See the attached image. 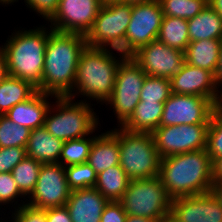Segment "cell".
Wrapping results in <instances>:
<instances>
[{
	"mask_svg": "<svg viewBox=\"0 0 222 222\" xmlns=\"http://www.w3.org/2000/svg\"><path fill=\"white\" fill-rule=\"evenodd\" d=\"M47 222H72L66 206L46 209Z\"/></svg>",
	"mask_w": 222,
	"mask_h": 222,
	"instance_id": "ab89813d",
	"label": "cell"
},
{
	"mask_svg": "<svg viewBox=\"0 0 222 222\" xmlns=\"http://www.w3.org/2000/svg\"><path fill=\"white\" fill-rule=\"evenodd\" d=\"M42 164L26 156L12 170L14 181L20 192L27 198L34 190Z\"/></svg>",
	"mask_w": 222,
	"mask_h": 222,
	"instance_id": "f1b7e54d",
	"label": "cell"
},
{
	"mask_svg": "<svg viewBox=\"0 0 222 222\" xmlns=\"http://www.w3.org/2000/svg\"><path fill=\"white\" fill-rule=\"evenodd\" d=\"M3 214V215H2ZM0 222H6V215H4V213H2V211H0ZM3 217V218H2Z\"/></svg>",
	"mask_w": 222,
	"mask_h": 222,
	"instance_id": "816d5d0a",
	"label": "cell"
},
{
	"mask_svg": "<svg viewBox=\"0 0 222 222\" xmlns=\"http://www.w3.org/2000/svg\"><path fill=\"white\" fill-rule=\"evenodd\" d=\"M54 98L53 95L37 91L31 98L13 106L5 116L30 130L42 127L48 108L52 103L51 100Z\"/></svg>",
	"mask_w": 222,
	"mask_h": 222,
	"instance_id": "d6986e66",
	"label": "cell"
},
{
	"mask_svg": "<svg viewBox=\"0 0 222 222\" xmlns=\"http://www.w3.org/2000/svg\"><path fill=\"white\" fill-rule=\"evenodd\" d=\"M214 80L217 85L218 91L222 95V40L220 44L219 59H218V65L214 74Z\"/></svg>",
	"mask_w": 222,
	"mask_h": 222,
	"instance_id": "b9f144b4",
	"label": "cell"
},
{
	"mask_svg": "<svg viewBox=\"0 0 222 222\" xmlns=\"http://www.w3.org/2000/svg\"><path fill=\"white\" fill-rule=\"evenodd\" d=\"M159 177L172 198L211 192L212 161L206 149L161 158Z\"/></svg>",
	"mask_w": 222,
	"mask_h": 222,
	"instance_id": "277c9868",
	"label": "cell"
},
{
	"mask_svg": "<svg viewBox=\"0 0 222 222\" xmlns=\"http://www.w3.org/2000/svg\"><path fill=\"white\" fill-rule=\"evenodd\" d=\"M164 14L159 0L133 4L125 34V56L131 57L141 47L156 40Z\"/></svg>",
	"mask_w": 222,
	"mask_h": 222,
	"instance_id": "8fae6325",
	"label": "cell"
},
{
	"mask_svg": "<svg viewBox=\"0 0 222 222\" xmlns=\"http://www.w3.org/2000/svg\"><path fill=\"white\" fill-rule=\"evenodd\" d=\"M161 222H181L176 217H174L171 213L167 214Z\"/></svg>",
	"mask_w": 222,
	"mask_h": 222,
	"instance_id": "7dc6e473",
	"label": "cell"
},
{
	"mask_svg": "<svg viewBox=\"0 0 222 222\" xmlns=\"http://www.w3.org/2000/svg\"><path fill=\"white\" fill-rule=\"evenodd\" d=\"M170 82L174 94L202 96L216 106L222 105V95L217 89L214 75L208 70L184 62Z\"/></svg>",
	"mask_w": 222,
	"mask_h": 222,
	"instance_id": "2e32d148",
	"label": "cell"
},
{
	"mask_svg": "<svg viewBox=\"0 0 222 222\" xmlns=\"http://www.w3.org/2000/svg\"><path fill=\"white\" fill-rule=\"evenodd\" d=\"M18 201L20 202L18 203ZM24 204H26V197L20 192L12 172L0 173V211L6 215L7 209L15 210Z\"/></svg>",
	"mask_w": 222,
	"mask_h": 222,
	"instance_id": "1f68e13d",
	"label": "cell"
},
{
	"mask_svg": "<svg viewBox=\"0 0 222 222\" xmlns=\"http://www.w3.org/2000/svg\"><path fill=\"white\" fill-rule=\"evenodd\" d=\"M47 25V26H46ZM0 45L6 56L7 73L11 77L31 83L39 90L42 87L45 49L49 38V25L33 28H15Z\"/></svg>",
	"mask_w": 222,
	"mask_h": 222,
	"instance_id": "3957f363",
	"label": "cell"
},
{
	"mask_svg": "<svg viewBox=\"0 0 222 222\" xmlns=\"http://www.w3.org/2000/svg\"><path fill=\"white\" fill-rule=\"evenodd\" d=\"M221 40L207 39L193 41L188 44L184 51L185 62L215 74Z\"/></svg>",
	"mask_w": 222,
	"mask_h": 222,
	"instance_id": "cb8c5ba5",
	"label": "cell"
},
{
	"mask_svg": "<svg viewBox=\"0 0 222 222\" xmlns=\"http://www.w3.org/2000/svg\"><path fill=\"white\" fill-rule=\"evenodd\" d=\"M110 130L119 138L120 166L130 180L159 176L161 157L152 133L130 132L117 126Z\"/></svg>",
	"mask_w": 222,
	"mask_h": 222,
	"instance_id": "8992f818",
	"label": "cell"
},
{
	"mask_svg": "<svg viewBox=\"0 0 222 222\" xmlns=\"http://www.w3.org/2000/svg\"><path fill=\"white\" fill-rule=\"evenodd\" d=\"M187 21L190 42L207 39L222 40V18L209 4Z\"/></svg>",
	"mask_w": 222,
	"mask_h": 222,
	"instance_id": "603a6c76",
	"label": "cell"
},
{
	"mask_svg": "<svg viewBox=\"0 0 222 222\" xmlns=\"http://www.w3.org/2000/svg\"><path fill=\"white\" fill-rule=\"evenodd\" d=\"M18 1L19 0H0V5H3L4 7H8L11 5H15Z\"/></svg>",
	"mask_w": 222,
	"mask_h": 222,
	"instance_id": "681fc988",
	"label": "cell"
},
{
	"mask_svg": "<svg viewBox=\"0 0 222 222\" xmlns=\"http://www.w3.org/2000/svg\"><path fill=\"white\" fill-rule=\"evenodd\" d=\"M147 74L131 58L126 57L119 65L115 85L110 98L104 103L112 110L117 119V127H121L133 114L140 102L141 89Z\"/></svg>",
	"mask_w": 222,
	"mask_h": 222,
	"instance_id": "9c48e42d",
	"label": "cell"
},
{
	"mask_svg": "<svg viewBox=\"0 0 222 222\" xmlns=\"http://www.w3.org/2000/svg\"><path fill=\"white\" fill-rule=\"evenodd\" d=\"M208 4L218 13L222 18V0H208Z\"/></svg>",
	"mask_w": 222,
	"mask_h": 222,
	"instance_id": "bcb514c9",
	"label": "cell"
},
{
	"mask_svg": "<svg viewBox=\"0 0 222 222\" xmlns=\"http://www.w3.org/2000/svg\"><path fill=\"white\" fill-rule=\"evenodd\" d=\"M101 7L100 0H60L47 22L53 30L86 35Z\"/></svg>",
	"mask_w": 222,
	"mask_h": 222,
	"instance_id": "5bb4252c",
	"label": "cell"
},
{
	"mask_svg": "<svg viewBox=\"0 0 222 222\" xmlns=\"http://www.w3.org/2000/svg\"><path fill=\"white\" fill-rule=\"evenodd\" d=\"M64 168L67 183L71 191L94 188L97 180V173L87 162L69 165Z\"/></svg>",
	"mask_w": 222,
	"mask_h": 222,
	"instance_id": "d6a6232c",
	"label": "cell"
},
{
	"mask_svg": "<svg viewBox=\"0 0 222 222\" xmlns=\"http://www.w3.org/2000/svg\"><path fill=\"white\" fill-rule=\"evenodd\" d=\"M7 75L6 56L3 48L0 46V83Z\"/></svg>",
	"mask_w": 222,
	"mask_h": 222,
	"instance_id": "7bdbcfd3",
	"label": "cell"
},
{
	"mask_svg": "<svg viewBox=\"0 0 222 222\" xmlns=\"http://www.w3.org/2000/svg\"><path fill=\"white\" fill-rule=\"evenodd\" d=\"M206 150L211 161L222 157V105L217 106L211 116Z\"/></svg>",
	"mask_w": 222,
	"mask_h": 222,
	"instance_id": "e575fe53",
	"label": "cell"
},
{
	"mask_svg": "<svg viewBox=\"0 0 222 222\" xmlns=\"http://www.w3.org/2000/svg\"><path fill=\"white\" fill-rule=\"evenodd\" d=\"M37 91L31 83L7 75L0 83V115H5L13 106L31 98Z\"/></svg>",
	"mask_w": 222,
	"mask_h": 222,
	"instance_id": "d4e9b609",
	"label": "cell"
},
{
	"mask_svg": "<svg viewBox=\"0 0 222 222\" xmlns=\"http://www.w3.org/2000/svg\"><path fill=\"white\" fill-rule=\"evenodd\" d=\"M154 0H126V4H140V3H147Z\"/></svg>",
	"mask_w": 222,
	"mask_h": 222,
	"instance_id": "f907efd6",
	"label": "cell"
},
{
	"mask_svg": "<svg viewBox=\"0 0 222 222\" xmlns=\"http://www.w3.org/2000/svg\"><path fill=\"white\" fill-rule=\"evenodd\" d=\"M127 214L119 201H109L102 212L100 222H126Z\"/></svg>",
	"mask_w": 222,
	"mask_h": 222,
	"instance_id": "f35d334b",
	"label": "cell"
},
{
	"mask_svg": "<svg viewBox=\"0 0 222 222\" xmlns=\"http://www.w3.org/2000/svg\"><path fill=\"white\" fill-rule=\"evenodd\" d=\"M108 202L96 188H86L71 191L65 206L72 222H100Z\"/></svg>",
	"mask_w": 222,
	"mask_h": 222,
	"instance_id": "ac0fdd59",
	"label": "cell"
},
{
	"mask_svg": "<svg viewBox=\"0 0 222 222\" xmlns=\"http://www.w3.org/2000/svg\"><path fill=\"white\" fill-rule=\"evenodd\" d=\"M23 1V0H21ZM60 0H24V4L29 11H34L38 16L47 21L54 15Z\"/></svg>",
	"mask_w": 222,
	"mask_h": 222,
	"instance_id": "74e56055",
	"label": "cell"
},
{
	"mask_svg": "<svg viewBox=\"0 0 222 222\" xmlns=\"http://www.w3.org/2000/svg\"><path fill=\"white\" fill-rule=\"evenodd\" d=\"M70 192L65 168L60 163L42 164L37 183L26 203L42 209L61 207L67 203Z\"/></svg>",
	"mask_w": 222,
	"mask_h": 222,
	"instance_id": "4fadbf2b",
	"label": "cell"
},
{
	"mask_svg": "<svg viewBox=\"0 0 222 222\" xmlns=\"http://www.w3.org/2000/svg\"><path fill=\"white\" fill-rule=\"evenodd\" d=\"M164 103L140 101L131 117L121 126L130 132L152 133L160 126Z\"/></svg>",
	"mask_w": 222,
	"mask_h": 222,
	"instance_id": "7402d4cb",
	"label": "cell"
},
{
	"mask_svg": "<svg viewBox=\"0 0 222 222\" xmlns=\"http://www.w3.org/2000/svg\"><path fill=\"white\" fill-rule=\"evenodd\" d=\"M127 215L162 220L171 213L172 198L159 176L130 180L119 200Z\"/></svg>",
	"mask_w": 222,
	"mask_h": 222,
	"instance_id": "52a82bcc",
	"label": "cell"
},
{
	"mask_svg": "<svg viewBox=\"0 0 222 222\" xmlns=\"http://www.w3.org/2000/svg\"><path fill=\"white\" fill-rule=\"evenodd\" d=\"M212 180L213 184L222 183V157L212 160Z\"/></svg>",
	"mask_w": 222,
	"mask_h": 222,
	"instance_id": "60d3db41",
	"label": "cell"
},
{
	"mask_svg": "<svg viewBox=\"0 0 222 222\" xmlns=\"http://www.w3.org/2000/svg\"><path fill=\"white\" fill-rule=\"evenodd\" d=\"M7 213L6 222H47L46 209L33 207L27 203Z\"/></svg>",
	"mask_w": 222,
	"mask_h": 222,
	"instance_id": "d590c367",
	"label": "cell"
},
{
	"mask_svg": "<svg viewBox=\"0 0 222 222\" xmlns=\"http://www.w3.org/2000/svg\"><path fill=\"white\" fill-rule=\"evenodd\" d=\"M171 214L181 222H222V205L212 192L172 199Z\"/></svg>",
	"mask_w": 222,
	"mask_h": 222,
	"instance_id": "e0dca14e",
	"label": "cell"
},
{
	"mask_svg": "<svg viewBox=\"0 0 222 222\" xmlns=\"http://www.w3.org/2000/svg\"><path fill=\"white\" fill-rule=\"evenodd\" d=\"M216 108L206 97L171 93L164 102L160 126L210 124Z\"/></svg>",
	"mask_w": 222,
	"mask_h": 222,
	"instance_id": "7c38bea8",
	"label": "cell"
},
{
	"mask_svg": "<svg viewBox=\"0 0 222 222\" xmlns=\"http://www.w3.org/2000/svg\"><path fill=\"white\" fill-rule=\"evenodd\" d=\"M125 58L118 50L86 46L78 61L73 91L68 97L104 105L112 95L118 67Z\"/></svg>",
	"mask_w": 222,
	"mask_h": 222,
	"instance_id": "7a4b0ae2",
	"label": "cell"
},
{
	"mask_svg": "<svg viewBox=\"0 0 222 222\" xmlns=\"http://www.w3.org/2000/svg\"><path fill=\"white\" fill-rule=\"evenodd\" d=\"M26 156V148L0 147V173L12 172L13 168Z\"/></svg>",
	"mask_w": 222,
	"mask_h": 222,
	"instance_id": "8d00e7d4",
	"label": "cell"
},
{
	"mask_svg": "<svg viewBox=\"0 0 222 222\" xmlns=\"http://www.w3.org/2000/svg\"><path fill=\"white\" fill-rule=\"evenodd\" d=\"M63 143L52 136L44 126L32 129L26 146V155L41 164L60 163Z\"/></svg>",
	"mask_w": 222,
	"mask_h": 222,
	"instance_id": "44dd1931",
	"label": "cell"
},
{
	"mask_svg": "<svg viewBox=\"0 0 222 222\" xmlns=\"http://www.w3.org/2000/svg\"><path fill=\"white\" fill-rule=\"evenodd\" d=\"M130 178L120 165L97 174L96 188L108 201H119L127 190Z\"/></svg>",
	"mask_w": 222,
	"mask_h": 222,
	"instance_id": "484cf974",
	"label": "cell"
},
{
	"mask_svg": "<svg viewBox=\"0 0 222 222\" xmlns=\"http://www.w3.org/2000/svg\"><path fill=\"white\" fill-rule=\"evenodd\" d=\"M131 14L132 4L102 5L92 28L85 35L87 46L114 49L125 55V34Z\"/></svg>",
	"mask_w": 222,
	"mask_h": 222,
	"instance_id": "ba28073f",
	"label": "cell"
},
{
	"mask_svg": "<svg viewBox=\"0 0 222 222\" xmlns=\"http://www.w3.org/2000/svg\"><path fill=\"white\" fill-rule=\"evenodd\" d=\"M211 192L217 198L219 203L222 205V183L213 184Z\"/></svg>",
	"mask_w": 222,
	"mask_h": 222,
	"instance_id": "f6af8a7d",
	"label": "cell"
},
{
	"mask_svg": "<svg viewBox=\"0 0 222 222\" xmlns=\"http://www.w3.org/2000/svg\"><path fill=\"white\" fill-rule=\"evenodd\" d=\"M87 163L97 174L120 165L119 138L110 129L107 128L94 139Z\"/></svg>",
	"mask_w": 222,
	"mask_h": 222,
	"instance_id": "ffe728a7",
	"label": "cell"
},
{
	"mask_svg": "<svg viewBox=\"0 0 222 222\" xmlns=\"http://www.w3.org/2000/svg\"><path fill=\"white\" fill-rule=\"evenodd\" d=\"M209 124L159 126L152 135L161 158L206 149Z\"/></svg>",
	"mask_w": 222,
	"mask_h": 222,
	"instance_id": "30bf717a",
	"label": "cell"
},
{
	"mask_svg": "<svg viewBox=\"0 0 222 222\" xmlns=\"http://www.w3.org/2000/svg\"><path fill=\"white\" fill-rule=\"evenodd\" d=\"M131 58L148 75L171 79L185 62L184 52L158 39L141 47Z\"/></svg>",
	"mask_w": 222,
	"mask_h": 222,
	"instance_id": "9a60e30c",
	"label": "cell"
},
{
	"mask_svg": "<svg viewBox=\"0 0 222 222\" xmlns=\"http://www.w3.org/2000/svg\"><path fill=\"white\" fill-rule=\"evenodd\" d=\"M28 127L18 125L8 119L5 115H0V147H23L26 148L30 137Z\"/></svg>",
	"mask_w": 222,
	"mask_h": 222,
	"instance_id": "f546056e",
	"label": "cell"
},
{
	"mask_svg": "<svg viewBox=\"0 0 222 222\" xmlns=\"http://www.w3.org/2000/svg\"><path fill=\"white\" fill-rule=\"evenodd\" d=\"M164 16L189 20L199 14L208 0H159Z\"/></svg>",
	"mask_w": 222,
	"mask_h": 222,
	"instance_id": "4dcf8cb0",
	"label": "cell"
},
{
	"mask_svg": "<svg viewBox=\"0 0 222 222\" xmlns=\"http://www.w3.org/2000/svg\"><path fill=\"white\" fill-rule=\"evenodd\" d=\"M102 5L126 3V0H100Z\"/></svg>",
	"mask_w": 222,
	"mask_h": 222,
	"instance_id": "c3c4849f",
	"label": "cell"
},
{
	"mask_svg": "<svg viewBox=\"0 0 222 222\" xmlns=\"http://www.w3.org/2000/svg\"><path fill=\"white\" fill-rule=\"evenodd\" d=\"M86 46L85 35L60 32L49 26L42 87L38 91L68 97L73 91L78 61Z\"/></svg>",
	"mask_w": 222,
	"mask_h": 222,
	"instance_id": "6da1fadb",
	"label": "cell"
},
{
	"mask_svg": "<svg viewBox=\"0 0 222 222\" xmlns=\"http://www.w3.org/2000/svg\"><path fill=\"white\" fill-rule=\"evenodd\" d=\"M157 39L184 52L190 43L188 21L179 17L164 16Z\"/></svg>",
	"mask_w": 222,
	"mask_h": 222,
	"instance_id": "4316f807",
	"label": "cell"
},
{
	"mask_svg": "<svg viewBox=\"0 0 222 222\" xmlns=\"http://www.w3.org/2000/svg\"><path fill=\"white\" fill-rule=\"evenodd\" d=\"M170 79L145 76L140 101H158L164 103L171 95Z\"/></svg>",
	"mask_w": 222,
	"mask_h": 222,
	"instance_id": "836d02e7",
	"label": "cell"
},
{
	"mask_svg": "<svg viewBox=\"0 0 222 222\" xmlns=\"http://www.w3.org/2000/svg\"><path fill=\"white\" fill-rule=\"evenodd\" d=\"M99 127L92 133V136L72 139L63 143L60 154V164L63 167L87 162L93 141L99 135L103 126L100 125Z\"/></svg>",
	"mask_w": 222,
	"mask_h": 222,
	"instance_id": "83f0119b",
	"label": "cell"
},
{
	"mask_svg": "<svg viewBox=\"0 0 222 222\" xmlns=\"http://www.w3.org/2000/svg\"><path fill=\"white\" fill-rule=\"evenodd\" d=\"M54 100L46 113L44 127L63 142L92 135L101 125L99 115L93 108L95 103L69 97H55Z\"/></svg>",
	"mask_w": 222,
	"mask_h": 222,
	"instance_id": "5b68a950",
	"label": "cell"
},
{
	"mask_svg": "<svg viewBox=\"0 0 222 222\" xmlns=\"http://www.w3.org/2000/svg\"><path fill=\"white\" fill-rule=\"evenodd\" d=\"M126 222H161V220L127 215Z\"/></svg>",
	"mask_w": 222,
	"mask_h": 222,
	"instance_id": "ee69618b",
	"label": "cell"
}]
</instances>
